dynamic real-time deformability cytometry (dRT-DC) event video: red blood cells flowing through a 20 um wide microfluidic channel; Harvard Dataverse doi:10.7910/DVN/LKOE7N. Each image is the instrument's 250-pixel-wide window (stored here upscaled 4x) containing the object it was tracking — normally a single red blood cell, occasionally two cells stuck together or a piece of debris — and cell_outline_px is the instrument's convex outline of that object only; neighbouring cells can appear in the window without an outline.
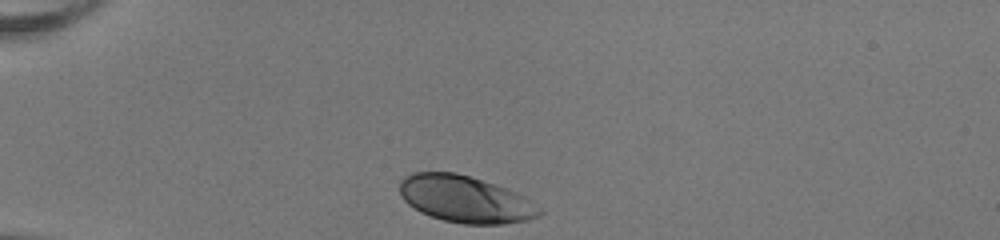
{"species": "human", "species_latin": "Homo sapiens", "temperature_condition": "room temperature", "stored_images_in_passage": 31, "camera_frame_rate_fps": 3000, "um_per_image_px": 0.085, "donor": {"sex": "female"}, "frame": {"image": 1, "passage_image": 1, "time_ms": 0.0, "image_size_px": [1000, 240], "cell_outline_px": [[544, 212], [540, 216], [528, 220], [504, 224], [464, 224], [444, 220], [420, 212], [408, 204], [400, 196], [400, 180], [404, 176], [412, 172], [456, 172], [508, 188], [516, 192], [544, 208]], "centroid_in_image_um": [39.58, 16.93], "position_along_channel_um": 45.4, "area_um2": 38.49}}
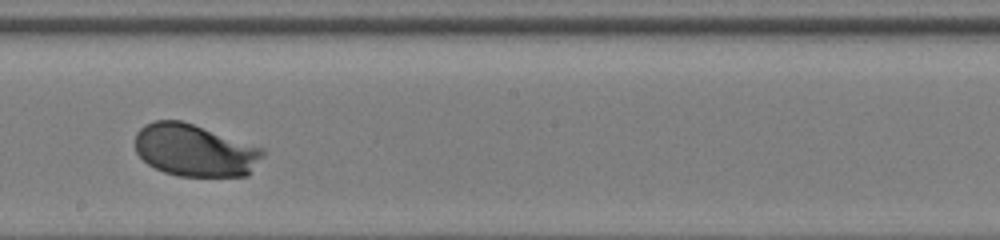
{"frame": {"image": 2, "passage_image": 18, "time_ms": 5.667, "image_size_px": [1000, 240], "cell_outline_px": [[264, 156], [248, 176], [180, 176], [164, 172], [148, 164], [136, 152], [136, 132], [144, 124], [156, 120], [180, 120], [264, 148]], "centroid_in_image_um": [16.57, 12.78], "position_along_channel_um": 231.6, "area_um2": 38.78}}
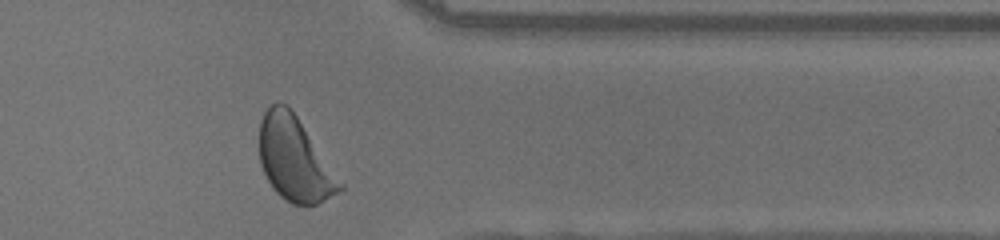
{"frame": {"image": 3, "passage_image": 30, "time_ms": 9.667, "image_size_px": [1000, 240], "cell_outline_px": [[344, 188], [324, 200], [316, 204], [292, 204], [280, 196], [276, 192], [268, 180], [260, 164], [260, 120], [264, 112], [272, 104], [280, 100], [288, 104], [344, 184]], "centroid_in_image_um": [25.03, 13.5], "position_along_channel_um": 386.4, "area_um2": 39.07}, "authors_computed_cell_mechanics": {"area_um2": 38.5526, "velocity_mm_per_s": 3.9918, "shape_relaxation_time_tau1_ms": 1.5078, "shape_relaxation_time_tau2_ms": null, "deformation_change_tau1": 0.1257, "deformation_change_tau2": null}}